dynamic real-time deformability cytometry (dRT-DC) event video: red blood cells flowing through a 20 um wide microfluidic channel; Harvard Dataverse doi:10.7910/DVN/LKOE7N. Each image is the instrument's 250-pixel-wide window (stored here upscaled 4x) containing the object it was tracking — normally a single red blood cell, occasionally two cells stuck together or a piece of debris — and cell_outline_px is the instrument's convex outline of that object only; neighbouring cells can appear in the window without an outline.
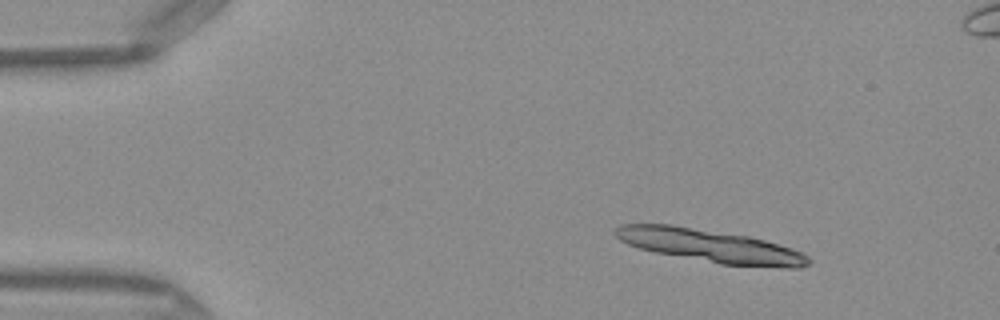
{"species": "Egyptian fruit bat (a non-hibernating species)", "species_latin": "Rousettus aegyptiacus", "temperature_condition": "warm", "stored_images_in_passage": 9, "camera_frame_rate_fps": 3000, "um_per_image_px": 0.085, "frame": {"image": 1, "passage_image": 1, "time_ms": 0.0, "image_size_px": [1000, 320], "cell_outline_px": [[812, 260], [808, 264], [800, 268], [784, 268], [720, 264], [656, 252], [640, 248], [628, 244], [620, 240], [612, 232], [620, 224], [672, 224], [748, 236], [764, 240], [792, 248], [808, 256]], "centroid_in_image_um": [60.38, 20.9], "position_along_channel_um": 24.6, "area_um2": 36.99}}